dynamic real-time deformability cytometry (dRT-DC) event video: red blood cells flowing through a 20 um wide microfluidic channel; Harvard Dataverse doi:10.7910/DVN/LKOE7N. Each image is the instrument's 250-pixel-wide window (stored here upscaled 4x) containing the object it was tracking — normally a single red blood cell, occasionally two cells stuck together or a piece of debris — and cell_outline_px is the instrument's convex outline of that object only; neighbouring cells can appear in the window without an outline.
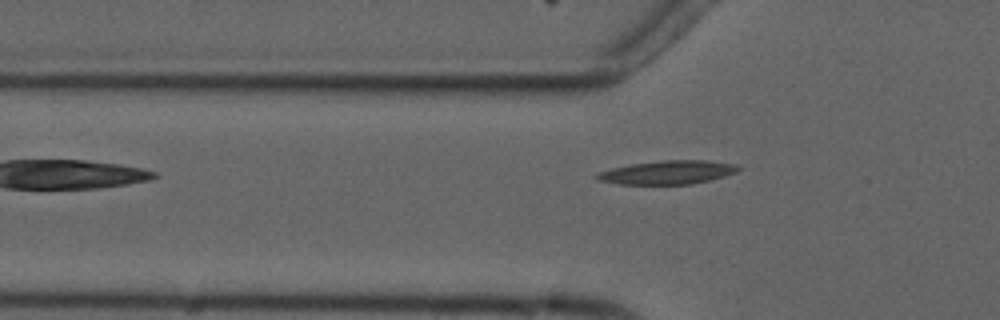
{"species": "common noctule bat (a hibernating species)", "species_latin": "Nyctalus noctula", "temperature_condition": "cold", "stored_images_in_passage": 3, "camera_frame_rate_fps": 3000, "um_per_image_px": 0.085, "animal": {"sex": "male", "forearm_length_mm": 52.5}, "frame": {"image": 1, "passage_image": 3, "time_ms": 2.333, "image_size_px": [1000, 320], "cell_outline_px": [[740, 168], [736, 172], [724, 176], [692, 184], [620, 184], [600, 180], [592, 176], [596, 172], [612, 168], [632, 164], [660, 160], [708, 160], [740, 164]], "centroid_in_image_um": [56.76, 14.64], "position_along_channel_um": 69.0, "area_um2": 19.54}}